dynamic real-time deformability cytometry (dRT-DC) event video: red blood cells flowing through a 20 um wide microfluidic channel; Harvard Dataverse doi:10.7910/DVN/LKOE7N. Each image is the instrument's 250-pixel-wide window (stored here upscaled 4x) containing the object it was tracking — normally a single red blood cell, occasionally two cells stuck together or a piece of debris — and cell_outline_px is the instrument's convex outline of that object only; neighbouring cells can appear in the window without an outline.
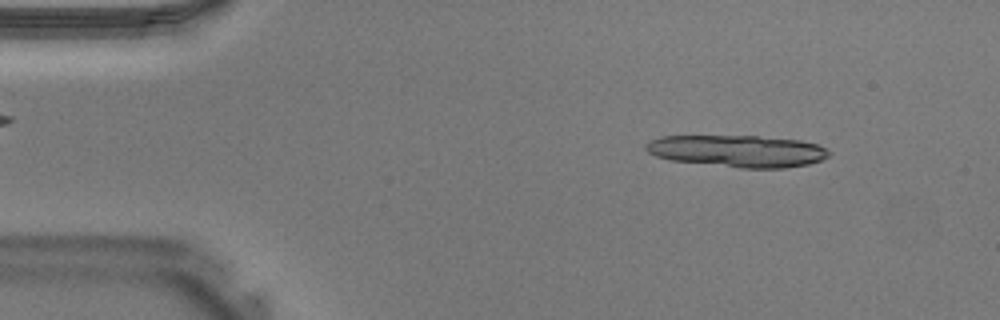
{"species": "Egyptian fruit bat (a non-hibernating species)", "species_latin": "Rousettus aegyptiacus", "temperature_condition": "warm", "stored_images_in_passage": 38, "camera_frame_rate_fps": 3000, "um_per_image_px": 0.085, "animal": {"sex": "male"}, "frame": {"image": 1, "passage_image": 3, "time_ms": 0.667, "image_size_px": [1000, 320], "cell_outline_px": [[832, 152], [828, 156], [820, 160], [808, 164], [784, 168], [740, 168], [668, 160], [656, 156], [648, 152], [644, 148], [644, 144], [660, 136], [756, 136], [800, 140], [816, 144]], "centroid_in_image_um": [62.66, 12.84], "position_along_channel_um": 22.3, "area_um2": 34.16}}
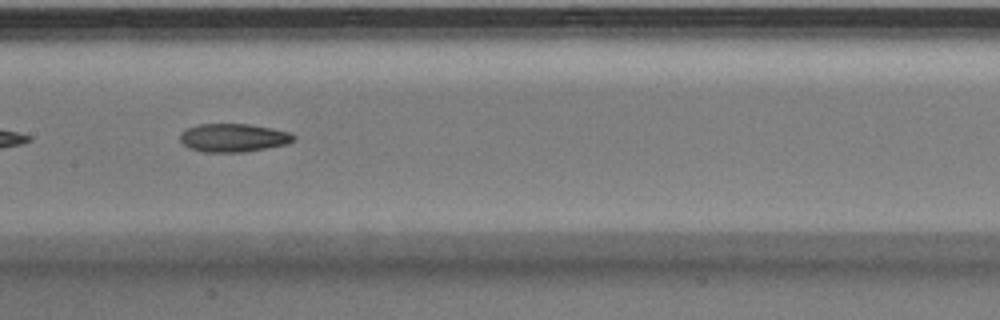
{"frame": {"image": 2, "passage_image": 18, "time_ms": 5.667, "image_size_px": [1000, 320], "cell_outline_px": [[296, 136], [288, 144], [244, 152], [204, 152], [188, 148], [180, 140], [180, 132], [188, 128], [200, 124], [248, 124], [272, 128], [288, 132]], "centroid_in_image_um": [19.82, 11.71], "position_along_channel_um": 187.6, "area_um2": 18.67}}
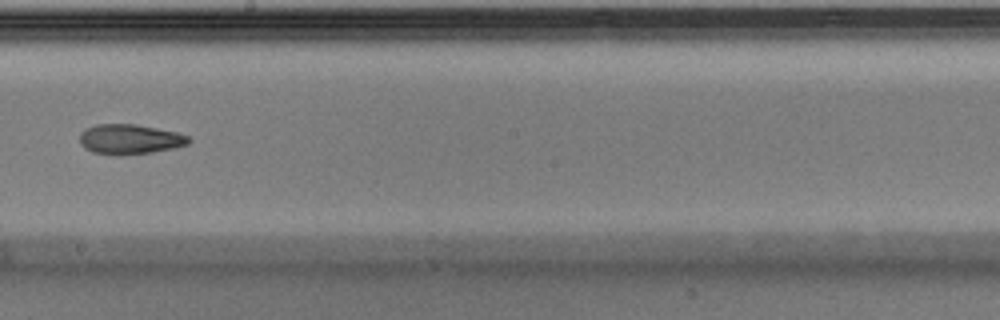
{"frame": {"image": 3, "passage_image": 21, "time_ms": 6.667, "image_size_px": [1000, 320], "cell_outline_px": [[192, 140], [188, 144], [176, 148], [152, 152], [120, 156], [116, 156], [92, 152], [84, 148], [80, 144], [80, 132], [84, 128], [96, 124], [136, 124], [176, 132], [188, 136]], "centroid_in_image_um": [11.01, 11.84], "position_along_channel_um": 237.2, "area_um2": 19.36}}